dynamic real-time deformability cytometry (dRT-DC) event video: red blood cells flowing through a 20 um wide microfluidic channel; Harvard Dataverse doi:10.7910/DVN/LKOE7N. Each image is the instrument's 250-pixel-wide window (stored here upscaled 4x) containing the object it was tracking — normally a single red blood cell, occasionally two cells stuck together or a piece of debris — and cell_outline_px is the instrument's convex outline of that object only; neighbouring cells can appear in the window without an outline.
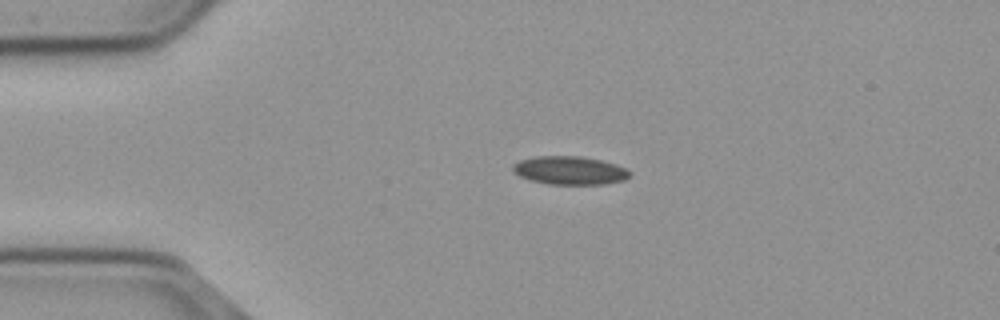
{"species": "common noctule bat (a hibernating species)", "species_latin": "Nyctalus noctula", "temperature_condition": "cold", "stored_images_in_passage": 44, "camera_frame_rate_fps": 3000, "um_per_image_px": 0.085, "animal": {"sex": "male", "body_mass_g": 23.1, "forearm_length_mm": 52.7}, "frame": {"image": 1, "passage_image": 1, "time_ms": 0.0, "image_size_px": [1000, 320], "cell_outline_px": [[628, 176], [624, 180], [604, 184], [548, 184], [532, 180], [520, 176], [512, 172], [512, 164], [520, 160], [536, 156], [580, 156], [600, 160], [616, 164], [624, 168], [628, 172]], "centroid_in_image_um": [48.37, 14.48], "position_along_channel_um": 36.6, "area_um2": 19.13}}
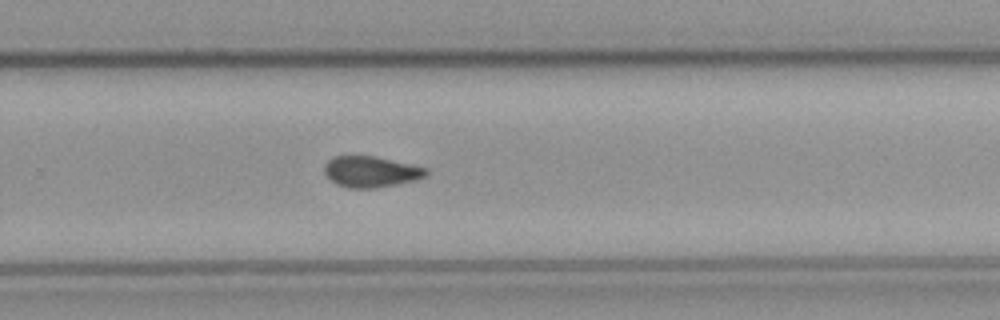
{"frame": {"image": 2, "passage_image": 25, "time_ms": 8.0, "image_size_px": [1000, 320], "cell_outline_px": [[428, 176], [416, 180], [376, 188], [348, 188], [336, 184], [324, 172], [324, 164], [332, 156], [372, 156], [428, 168]], "centroid_in_image_um": [31.53, 14.6], "position_along_channel_um": 298.3, "area_um2": 18.32}}
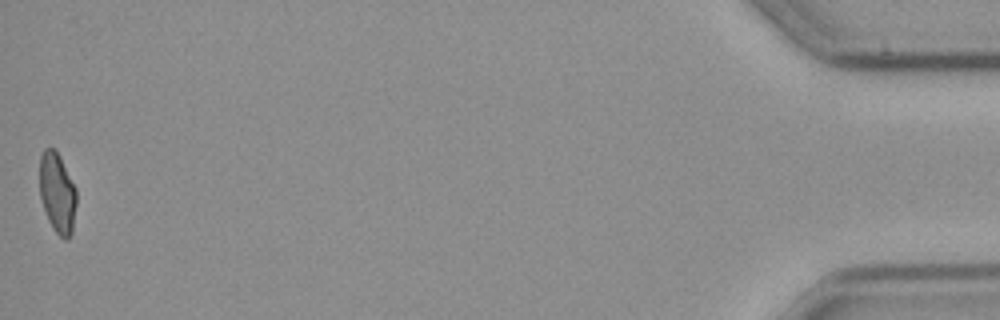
{"frame": {"image": 3, "passage_image": 44, "time_ms": 14.333, "image_size_px": [1000, 320], "cell_outline_px": [[76, 204], [72, 232], [68, 240], [64, 240], [52, 228], [48, 220], [40, 196], [40, 156], [44, 148], [52, 148], [60, 156], [76, 188]], "centroid_in_image_um": [4.88, 16.41], "position_along_channel_um": 430.3, "area_um2": 17.22}, "authors_computed_cell_mechanics": {"area_um2": 18.6116, "velocity_mm_per_s": 3.7128, "shape_relaxation_time_tau1_ms": null, "shape_relaxation_time_tau2_ms": 9.7392, "deformation_change_tau1": null, "deformation_change_tau2": 0.1487}}